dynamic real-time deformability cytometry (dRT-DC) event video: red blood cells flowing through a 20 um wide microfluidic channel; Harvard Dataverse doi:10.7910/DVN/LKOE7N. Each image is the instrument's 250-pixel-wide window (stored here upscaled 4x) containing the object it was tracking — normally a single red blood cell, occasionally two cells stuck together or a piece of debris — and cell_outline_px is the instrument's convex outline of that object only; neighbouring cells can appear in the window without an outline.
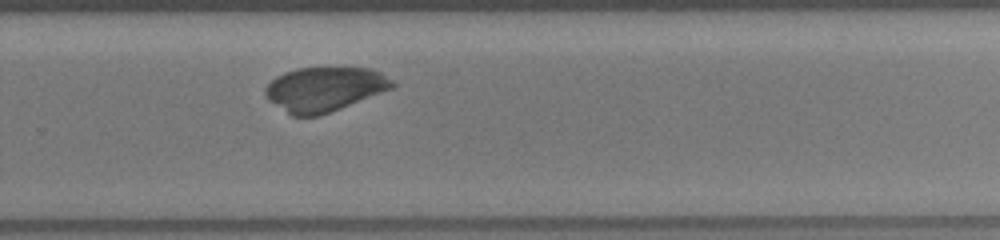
{"species": "common noctule bat (a hibernating species)", "species_latin": "Nyctalus noctula", "temperature_condition": "room temperature", "stored_images_in_passage": 24, "camera_frame_rate_fps": 3000, "um_per_image_px": 0.085, "animal": {"sex": "female", "body_mass_g": 19.5, "forearm_length_mm": 54.1}, "frame": {"image": 1, "passage_image": 18, "time_ms": 5.667, "image_size_px": [1000, 240], "cell_outline_px": [[396, 88], [320, 116], [292, 116], [268, 100], [264, 92], [264, 88], [276, 76], [284, 72], [296, 68], [368, 68], [380, 72], [392, 80], [396, 84]], "centroid_in_image_um": [27.6, 7.59], "position_along_channel_um": 302.2, "area_um2": 33.12}}
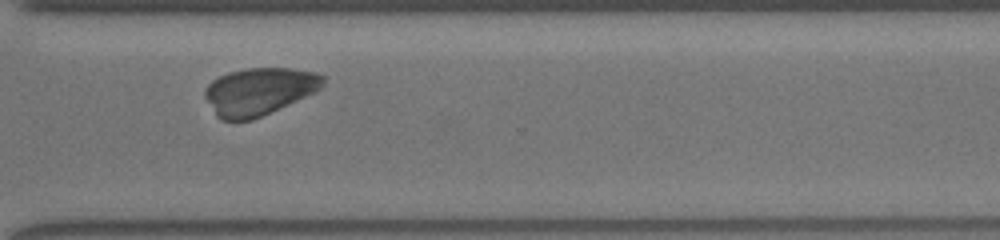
{"frame": {"image": 2, "passage_image": 21, "time_ms": 6.667, "image_size_px": [1000, 240], "cell_outline_px": [[324, 84], [316, 92], [252, 120], [220, 120], [216, 116], [204, 96], [204, 88], [212, 80], [228, 72], [248, 68], [292, 68], [316, 72], [324, 76]], "centroid_in_image_um": [22.01, 7.76], "position_along_channel_um": 348.6, "area_um2": 32.66}}